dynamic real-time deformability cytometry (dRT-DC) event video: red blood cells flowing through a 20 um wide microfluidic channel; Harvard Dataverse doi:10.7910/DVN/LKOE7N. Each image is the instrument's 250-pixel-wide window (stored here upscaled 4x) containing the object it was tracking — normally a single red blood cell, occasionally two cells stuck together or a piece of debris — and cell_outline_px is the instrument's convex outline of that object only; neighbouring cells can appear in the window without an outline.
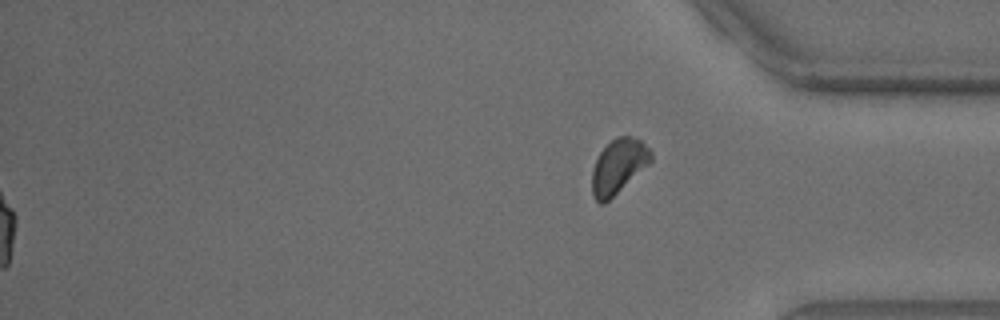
{"species": "common noctule bat (a hibernating species)", "species_latin": "Nyctalus noctula", "temperature_condition": "warm", "stored_images_in_passage": 37, "segment_of_instrument_passage": [2, 2], "camera_frame_rate_fps": 3000, "um_per_image_px": 0.085, "animal": {"sex": "male", "body_mass_g": 18.8}, "frame": {"image": 1, "passage_image": 37, "time_ms": 12.0, "image_size_px": [1000, 320], "cell_outline_px": [[652, 160], [648, 164], [604, 204], [600, 204], [592, 196], [592, 168], [600, 152], [616, 136], [632, 136], [640, 140], [652, 152]], "centroid_in_image_um": [52.54, 14.13], "position_along_channel_um": 382.7, "area_um2": 18.38}}